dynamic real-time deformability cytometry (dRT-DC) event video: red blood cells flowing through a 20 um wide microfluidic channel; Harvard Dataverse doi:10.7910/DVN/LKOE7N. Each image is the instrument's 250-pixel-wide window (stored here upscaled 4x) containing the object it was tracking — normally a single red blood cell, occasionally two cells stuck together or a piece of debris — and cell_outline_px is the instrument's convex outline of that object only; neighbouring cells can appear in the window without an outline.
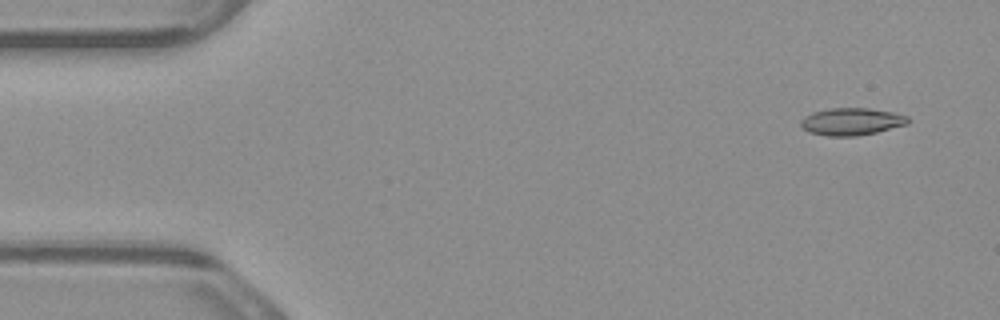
{"species": "common noctule bat (a hibernating species)", "species_latin": "Nyctalus noctula", "temperature_condition": "warm", "stored_images_in_passage": 5, "camera_frame_rate_fps": 3000, "um_per_image_px": 0.085, "animal": {"sex": "male", "body_mass_g": 23.1, "forearm_length_mm": 52.7}, "frame": {"image": 1, "passage_image": 1, "time_ms": 0.0, "image_size_px": [1000, 320], "cell_outline_px": [[908, 124], [876, 132], [856, 136], [828, 136], [808, 132], [800, 124], [800, 120], [804, 116], [812, 112], [828, 108], [868, 108], [892, 112], [908, 116]], "centroid_in_image_um": [72.35, 10.33], "position_along_channel_um": 12.6, "area_um2": 17.05}}
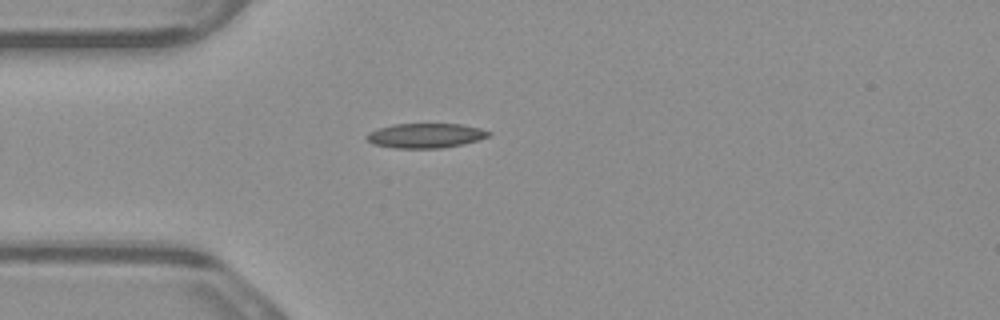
{"frame": {"image": 2, "passage_image": 4, "time_ms": 1.0, "image_size_px": [1000, 320], "cell_outline_px": [[492, 132], [488, 136], [464, 144], [440, 148], [392, 148], [372, 144], [364, 136], [368, 132], [392, 124], [460, 124], [480, 128]], "centroid_in_image_um": [36.13, 11.53], "position_along_channel_um": 48.9, "area_um2": 17.51}}